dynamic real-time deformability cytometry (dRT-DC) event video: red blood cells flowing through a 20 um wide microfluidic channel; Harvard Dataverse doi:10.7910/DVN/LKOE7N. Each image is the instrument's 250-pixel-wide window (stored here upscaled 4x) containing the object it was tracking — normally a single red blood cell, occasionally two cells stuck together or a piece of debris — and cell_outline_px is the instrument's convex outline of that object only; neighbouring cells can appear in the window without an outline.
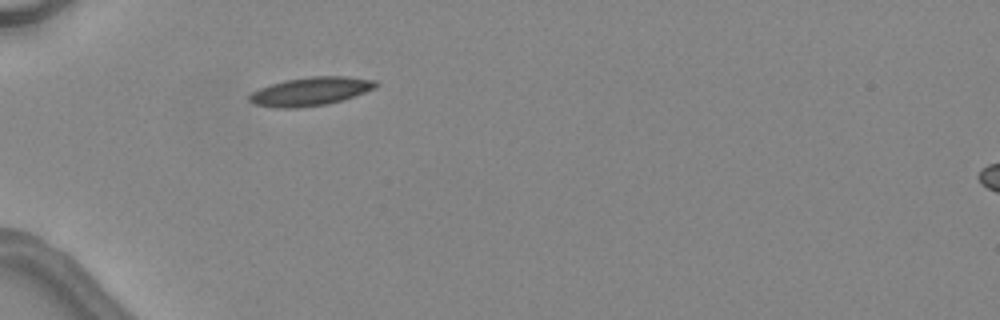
{"species": "common noctule bat (a hibernating species)", "species_latin": "Nyctalus noctula", "temperature_condition": "warm", "stored_images_in_passage": 1, "camera_frame_rate_fps": 3000, "um_per_image_px": 0.085, "animal": {"sex": "female", "body_mass_g": 24.6, "forearm_length_mm": 56.2}, "frame": {"image": 1, "passage_image": 1, "time_ms": 0.0, "image_size_px": [1000, 320], "cell_outline_px": [[380, 84], [376, 88], [356, 96], [344, 100], [328, 104], [300, 108], [272, 108], [256, 104], [248, 100], [248, 96], [252, 92], [260, 88], [284, 80], [312, 76], [344, 76], [376, 80]], "centroid_in_image_um": [26.44, 7.77], "position_along_channel_um": 58.6, "area_um2": 21.27}}